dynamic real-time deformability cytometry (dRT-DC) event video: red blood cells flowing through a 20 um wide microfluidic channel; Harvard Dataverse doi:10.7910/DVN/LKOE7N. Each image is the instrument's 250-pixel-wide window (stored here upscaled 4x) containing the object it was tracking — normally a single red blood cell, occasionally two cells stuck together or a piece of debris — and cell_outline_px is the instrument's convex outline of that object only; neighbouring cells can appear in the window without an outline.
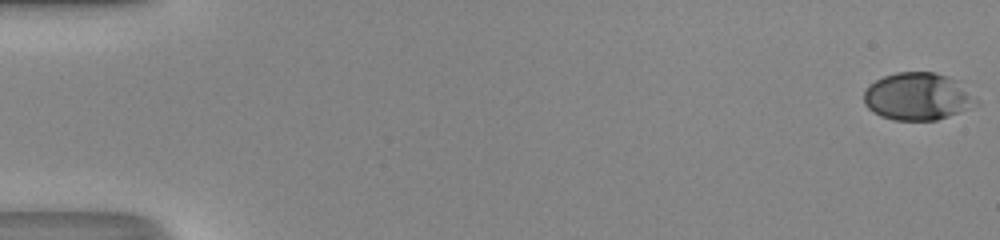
{"species": "human", "species_latin": "Homo sapiens", "temperature_condition": "room temperature", "stored_images_in_passage": 50, "camera_frame_rate_fps": 3000, "um_per_image_px": 0.085, "donor": {"sex": "male"}, "frame": {"image": 1, "passage_image": 1, "time_ms": 0.0, "image_size_px": [1000, 240], "cell_outline_px": [[980, 104], [948, 116], [936, 120], [896, 120], [880, 116], [872, 112], [864, 104], [864, 92], [876, 80], [884, 76], [896, 72], [932, 72], [948, 76], [976, 100]], "centroid_in_image_um": [77.94, 8.22], "position_along_channel_um": 7.1, "area_um2": 30.4}}
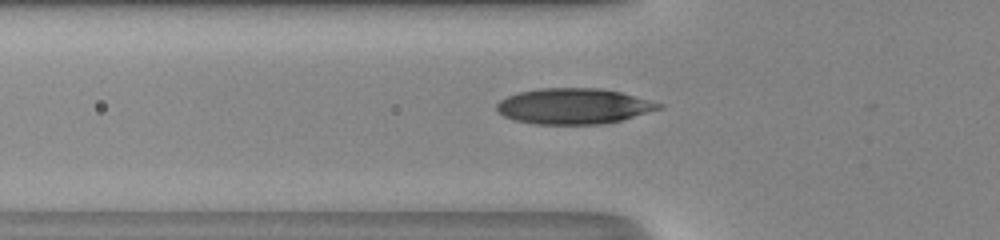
{"frame": {"image": 2, "passage_image": 19, "time_ms": 6.0, "image_size_px": [1000, 240], "cell_outline_px": [[664, 108], [620, 120], [604, 124], [536, 124], [512, 120], [504, 116], [496, 108], [496, 104], [500, 100], [516, 92], [540, 88], [600, 88], [620, 92], [664, 104]], "centroid_in_image_um": [48.75, 9.02], "position_along_channel_um": 77.0, "area_um2": 33.76}}
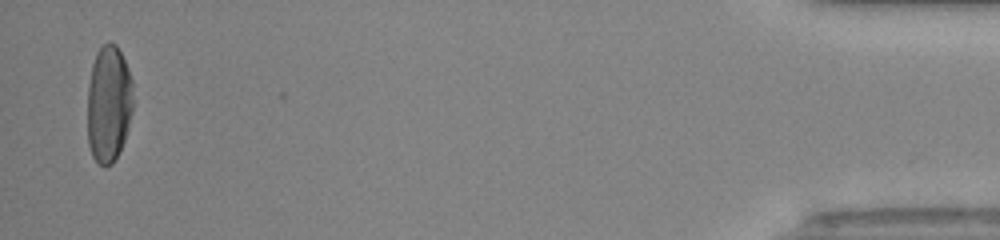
{"frame": {"image": 3, "passage_image": 49, "time_ms": 16.0, "image_size_px": [1000, 240], "cell_outline_px": [[132, 112], [124, 140], [112, 164], [104, 168], [92, 156], [88, 144], [88, 88], [92, 64], [96, 52], [108, 40], [116, 44], [128, 68], [132, 80]], "centroid_in_image_um": [9.23, 8.81], "position_along_channel_um": 426.0, "area_um2": 31.15}, "authors_computed_cell_mechanics": {"area_um2": 32.1657, "velocity_mm_per_s": 4.358, "shape_relaxation_time_tau1_ms": 3.9034, "shape_relaxation_time_tau2_ms": null, "deformation_change_tau1": 0.1908, "deformation_change_tau2": null}}